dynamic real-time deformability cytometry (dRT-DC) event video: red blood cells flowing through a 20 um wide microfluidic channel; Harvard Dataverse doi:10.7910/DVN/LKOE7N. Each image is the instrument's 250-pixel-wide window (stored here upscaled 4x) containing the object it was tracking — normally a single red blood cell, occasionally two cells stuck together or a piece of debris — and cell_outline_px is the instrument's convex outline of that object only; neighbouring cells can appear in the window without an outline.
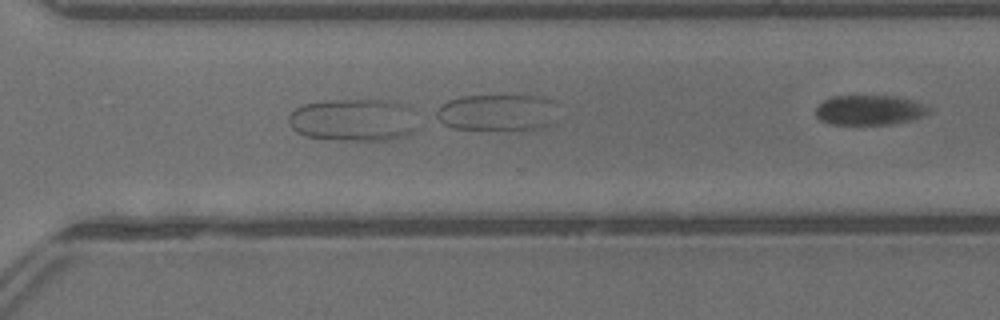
{"species": "common noctule bat (a hibernating species)", "species_latin": "Nyctalus noctula", "temperature_condition": "warm", "stored_images_in_passage": 20, "camera_frame_rate_fps": 3000, "um_per_image_px": 0.085, "animal": {"sex": "male", "body_mass_g": 13.3}, "frame": {"image": 1, "passage_image": 17, "time_ms": 5.333, "image_size_px": [1000, 320], "cell_outline_px": [[420, 128], [404, 136], [384, 140], [340, 140], [304, 136], [296, 132], [288, 124], [288, 116], [296, 108], [304, 104], [324, 100], [388, 100], [404, 104], [412, 108]], "centroid_in_image_um": [30.08, 10.19], "position_along_channel_um": 340.5, "area_um2": 32.43}}